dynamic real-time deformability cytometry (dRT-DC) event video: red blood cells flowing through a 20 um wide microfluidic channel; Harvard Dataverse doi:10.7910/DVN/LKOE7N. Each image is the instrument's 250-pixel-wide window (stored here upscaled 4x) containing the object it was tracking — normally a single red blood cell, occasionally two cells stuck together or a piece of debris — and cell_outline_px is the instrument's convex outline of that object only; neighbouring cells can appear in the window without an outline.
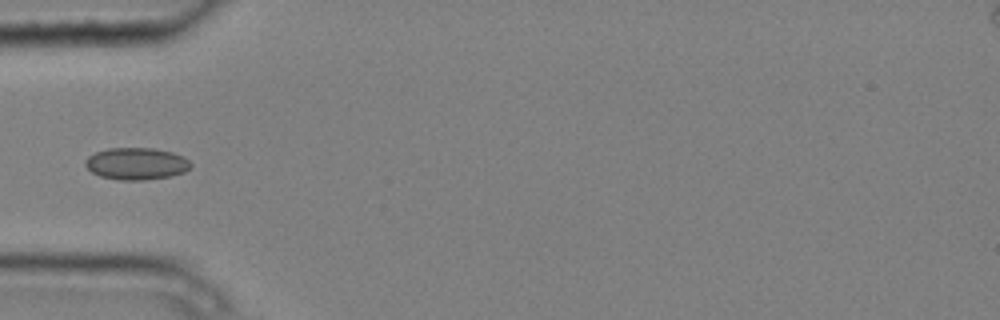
{"species": "common noctule bat (a hibernating species)", "species_latin": "Nyctalus noctula", "temperature_condition": "cold", "stored_images_in_passage": 6, "camera_frame_rate_fps": 3000, "um_per_image_px": 0.085, "animal": {"sex": "male", "body_mass_g": 20.4}, "frame": {"image": 1, "passage_image": 6, "time_ms": 1.667, "image_size_px": [1000, 320], "cell_outline_px": [[192, 168], [184, 172], [172, 176], [144, 180], [120, 180], [100, 176], [92, 172], [84, 164], [84, 160], [88, 156], [96, 152], [108, 148], [152, 148], [172, 152], [184, 156], [192, 164]], "centroid_in_image_um": [11.61, 13.91], "position_along_channel_um": 73.4, "area_um2": 19.83}}